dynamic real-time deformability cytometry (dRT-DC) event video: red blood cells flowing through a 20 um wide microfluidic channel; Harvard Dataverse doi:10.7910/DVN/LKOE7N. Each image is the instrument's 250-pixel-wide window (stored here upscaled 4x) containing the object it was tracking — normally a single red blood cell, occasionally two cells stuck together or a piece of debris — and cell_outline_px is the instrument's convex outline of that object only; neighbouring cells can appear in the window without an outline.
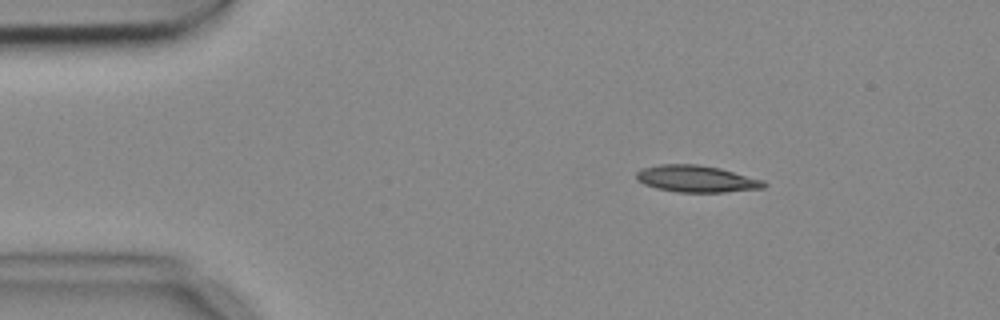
{"species": "common noctule bat (a hibernating species)", "species_latin": "Nyctalus noctula", "temperature_condition": "cold", "stored_images_in_passage": 3, "camera_frame_rate_fps": 3000, "um_per_image_px": 0.085, "animal": {"sex": "female", "body_mass_g": 18.4}, "frame": {"image": 1, "passage_image": 1, "time_ms": 0.0, "image_size_px": [1000, 320], "cell_outline_px": [[768, 184], [764, 188], [724, 192], [676, 192], [656, 188], [644, 184], [636, 180], [636, 172], [640, 168], [660, 164], [696, 164], [720, 168], [764, 180]], "centroid_in_image_um": [59.18, 15.2], "position_along_channel_um": 25.8, "area_um2": 20.06}}
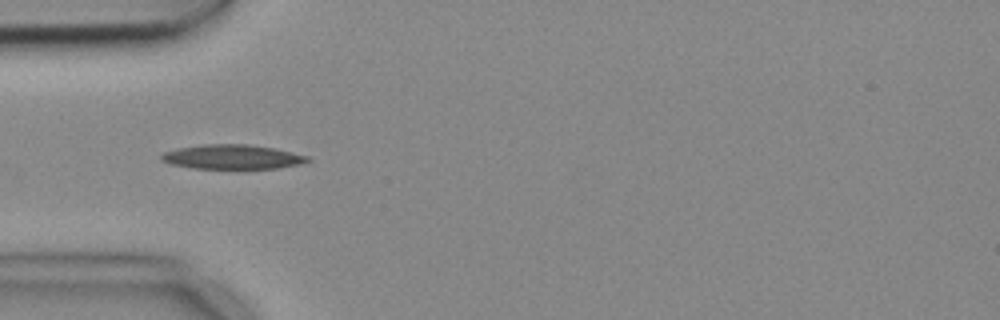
{"frame": {"image": 2, "passage_image": 3, "time_ms": 0.667, "image_size_px": [1000, 320], "cell_outline_px": [[312, 160], [300, 164], [276, 168], [192, 168], [172, 164], [160, 160], [160, 156], [164, 152], [180, 148], [204, 144], [248, 144], [272, 148], [292, 152], [308, 156]], "centroid_in_image_um": [19.75, 13.33], "position_along_channel_um": 65.2, "area_um2": 20.58}}